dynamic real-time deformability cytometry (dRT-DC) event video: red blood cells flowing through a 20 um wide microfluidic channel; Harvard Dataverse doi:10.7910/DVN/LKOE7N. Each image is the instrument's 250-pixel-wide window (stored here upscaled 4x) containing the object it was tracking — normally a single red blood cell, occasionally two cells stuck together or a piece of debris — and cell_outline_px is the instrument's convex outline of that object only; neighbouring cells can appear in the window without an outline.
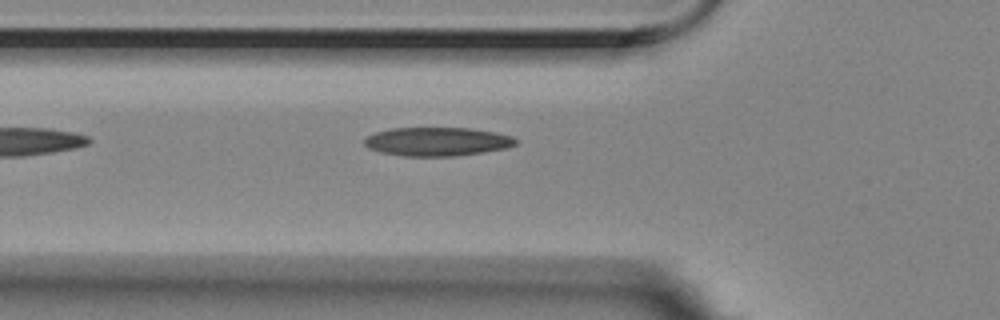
{"species": "Egyptian fruit bat (a non-hibernating species)", "species_latin": "Rousettus aegyptiacus", "temperature_condition": "room temperature", "stored_images_in_passage": 6, "camera_frame_rate_fps": 3000, "um_per_image_px": 0.085, "animal": {"sex": "female"}, "frame": {"image": 1, "passage_image": 6, "time_ms": 1.667, "image_size_px": [1000, 320], "cell_outline_px": [[516, 144], [508, 148], [484, 152], [456, 156], [404, 156], [380, 152], [368, 148], [364, 144], [364, 140], [368, 136], [376, 132], [392, 128], [472, 128], [496, 132], [512, 136], [516, 140]], "centroid_in_image_um": [37.18, 12.04], "position_along_channel_um": 88.6, "area_um2": 25.37}}